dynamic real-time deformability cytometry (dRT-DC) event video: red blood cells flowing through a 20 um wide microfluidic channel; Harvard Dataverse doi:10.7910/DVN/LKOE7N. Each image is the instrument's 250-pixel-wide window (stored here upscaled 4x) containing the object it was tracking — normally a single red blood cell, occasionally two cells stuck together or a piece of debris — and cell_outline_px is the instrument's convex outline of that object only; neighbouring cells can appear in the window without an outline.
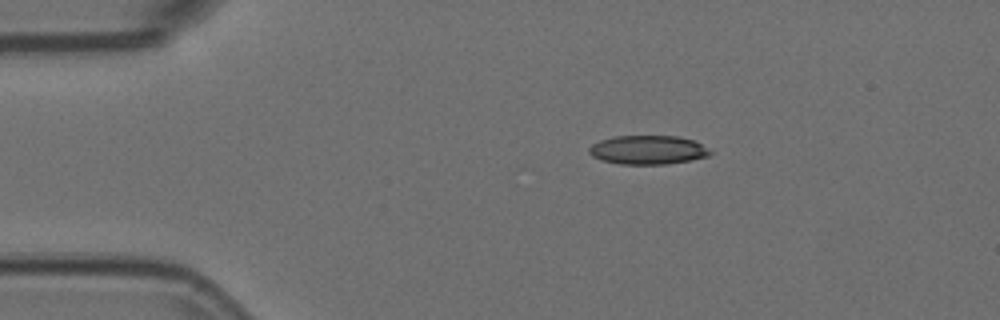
{"species": "Egyptian fruit bat (a non-hibernating species)", "species_latin": "Rousettus aegyptiacus", "temperature_condition": "room temperature", "stored_images_in_passage": 45, "camera_frame_rate_fps": 3000, "um_per_image_px": 0.085, "animal": {"sex": "female"}, "frame": {"image": 1, "passage_image": 1, "time_ms": 0.0, "image_size_px": [1000, 320], "cell_outline_px": [[712, 152], [708, 156], [692, 160], [664, 164], [620, 164], [600, 160], [592, 156], [588, 152], [588, 148], [592, 144], [600, 140], [612, 136], [680, 136], [692, 140], [700, 144]], "centroid_in_image_um": [55.02, 12.74], "position_along_channel_um": 30.0, "area_um2": 20.4}}
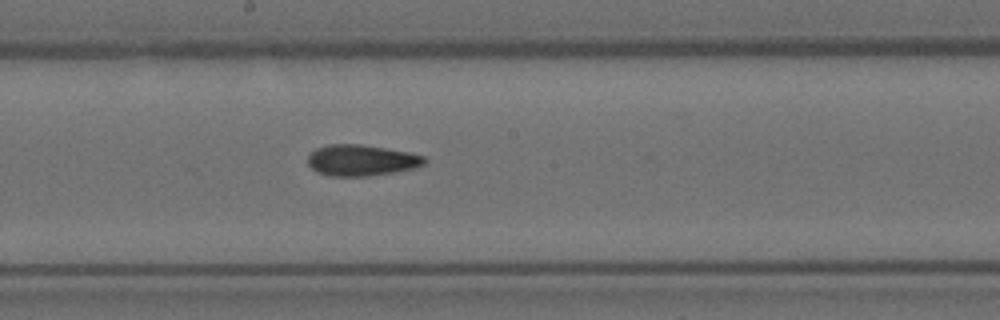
{"frame": {"image": 2, "passage_image": 20, "time_ms": 6.333, "image_size_px": [1000, 320], "cell_outline_px": [[428, 160], [424, 164], [416, 168], [368, 176], [328, 176], [316, 172], [308, 164], [308, 156], [316, 148], [328, 144], [360, 144], [408, 152], [424, 156]], "centroid_in_image_um": [30.71, 13.63], "position_along_channel_um": 217.5, "area_um2": 21.15}}
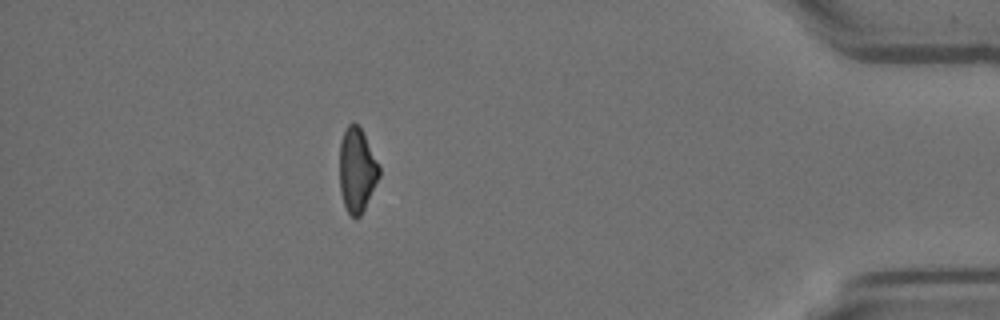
{"frame": {"image": 3, "passage_image": 39, "time_ms": 12.667, "image_size_px": [1000, 320], "cell_outline_px": [[380, 176], [360, 216], [352, 216], [348, 212], [344, 204], [340, 192], [340, 144], [344, 132], [348, 124], [352, 120], [360, 128], [380, 168]], "centroid_in_image_um": [30.33, 14.45], "position_along_channel_um": 404.9, "area_um2": 18.96}, "authors_computed_cell_mechanics": {"area_um2": 20.8658, "velocity_mm_per_s": 3.7406, "shape_relaxation_time_tau1_ms": 8.094, "shape_relaxation_time_tau2_ms": 3.5876, "deformation_change_tau1": 0.2091, "deformation_change_tau2": 0.1168}}